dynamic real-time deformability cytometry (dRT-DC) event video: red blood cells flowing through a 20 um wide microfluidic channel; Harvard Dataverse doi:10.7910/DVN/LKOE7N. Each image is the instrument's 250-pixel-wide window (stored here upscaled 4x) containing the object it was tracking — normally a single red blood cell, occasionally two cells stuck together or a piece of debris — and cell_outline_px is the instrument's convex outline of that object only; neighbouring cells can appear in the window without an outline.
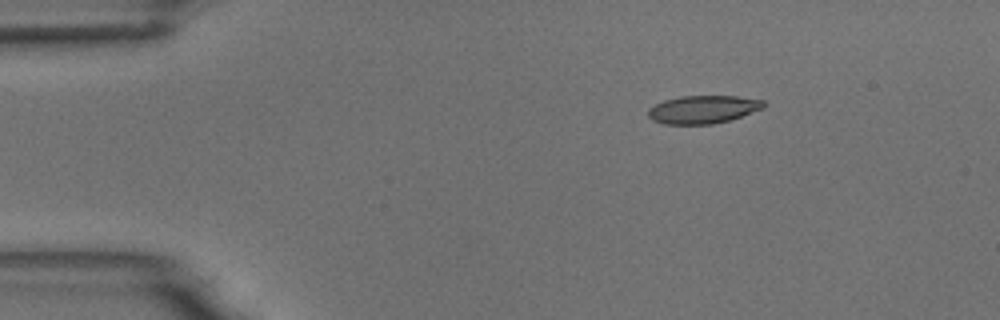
{"species": "common noctule bat (a hibernating species)", "species_latin": "Nyctalus noctula", "temperature_condition": "room temperature", "stored_images_in_passage": 3, "camera_frame_rate_fps": 3000, "um_per_image_px": 0.085, "animal": {"sex": "male", "body_mass_g": 18.8}, "frame": {"image": 1, "passage_image": 1, "time_ms": 0.0, "image_size_px": [1000, 320], "cell_outline_px": [[768, 104], [764, 108], [728, 120], [712, 124], [664, 124], [652, 120], [648, 116], [648, 108], [664, 100], [680, 96], [736, 96], [764, 100]], "centroid_in_image_um": [59.76, 9.29], "position_along_channel_um": 25.2, "area_um2": 18.84}}